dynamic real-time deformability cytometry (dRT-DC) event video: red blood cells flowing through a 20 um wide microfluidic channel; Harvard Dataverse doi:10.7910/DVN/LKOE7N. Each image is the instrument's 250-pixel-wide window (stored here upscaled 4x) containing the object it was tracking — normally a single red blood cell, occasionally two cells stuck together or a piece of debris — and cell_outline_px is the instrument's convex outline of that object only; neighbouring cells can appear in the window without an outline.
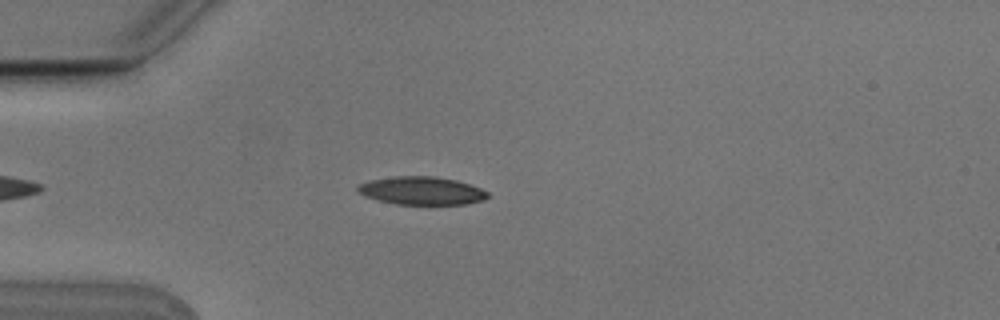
{"species": "Egyptian fruit bat (a non-hibernating species)", "species_latin": "Rousettus aegyptiacus", "temperature_condition": "cold", "stored_images_in_passage": 4, "camera_frame_rate_fps": 3000, "um_per_image_px": 0.085, "animal": {"sex": "male"}, "frame": {"image": 1, "passage_image": 3, "time_ms": 0.667, "image_size_px": [1000, 320], "cell_outline_px": [[488, 196], [484, 200], [468, 204], [396, 204], [364, 196], [356, 192], [356, 184], [368, 180], [396, 176], [436, 176], [456, 180], [480, 188], [488, 192]], "centroid_in_image_um": [35.79, 16.2], "position_along_channel_um": 49.2, "area_um2": 21.39}}